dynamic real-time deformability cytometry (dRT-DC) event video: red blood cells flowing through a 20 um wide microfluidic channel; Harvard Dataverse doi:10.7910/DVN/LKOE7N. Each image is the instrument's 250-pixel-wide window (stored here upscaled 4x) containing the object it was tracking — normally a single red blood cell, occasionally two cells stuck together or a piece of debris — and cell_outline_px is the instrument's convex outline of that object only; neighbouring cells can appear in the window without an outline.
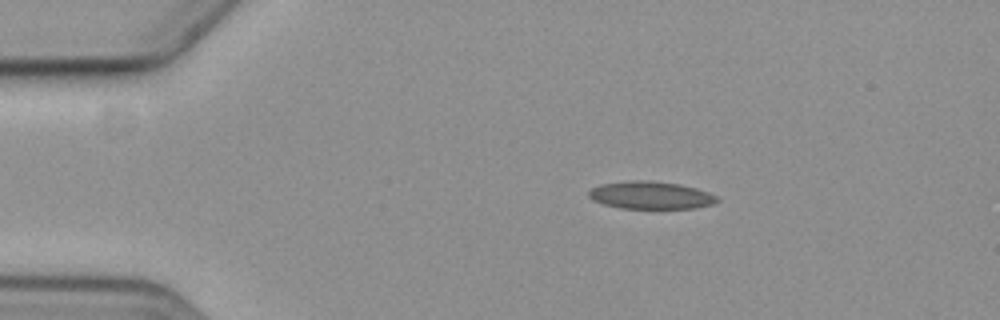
{"species": "common noctule bat (a hibernating species)", "species_latin": "Nyctalus noctula", "temperature_condition": "cold", "stored_images_in_passage": 4, "camera_frame_rate_fps": 3000, "um_per_image_px": 0.085, "animal": {"sex": "female", "body_mass_g": 19.3, "forearm_length_mm": 54.1}, "frame": {"image": 1, "passage_image": 1, "time_ms": 0.0, "image_size_px": [1000, 320], "cell_outline_px": [[720, 200], [712, 204], [696, 208], [620, 208], [604, 204], [592, 200], [588, 196], [588, 192], [592, 188], [600, 184], [628, 180], [648, 180], [680, 184], [696, 188], [708, 192], [716, 196]], "centroid_in_image_um": [55.29, 16.58], "position_along_channel_um": 29.7, "area_um2": 20.69}}
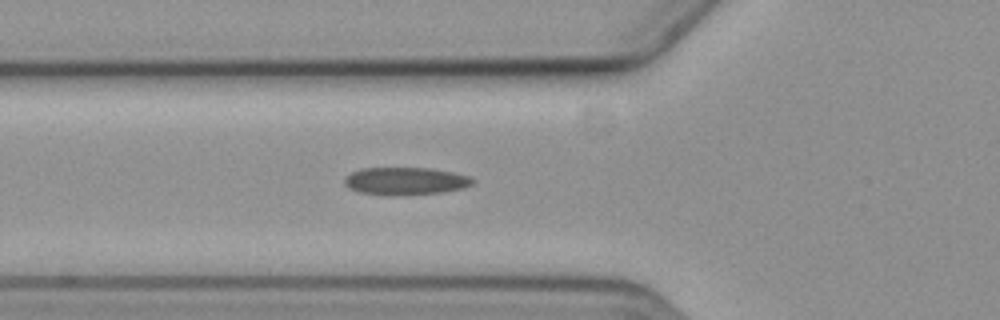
{"frame": {"image": 2, "passage_image": 4, "time_ms": 3.333, "image_size_px": [1000, 320], "cell_outline_px": [[476, 180], [472, 184], [464, 188], [444, 192], [404, 196], [388, 196], [360, 192], [348, 188], [344, 184], [344, 180], [352, 172], [360, 168], [428, 168], [452, 172], [468, 176]], "centroid_in_image_um": [34.47, 15.41], "position_along_channel_um": 91.3, "area_um2": 20.87}}